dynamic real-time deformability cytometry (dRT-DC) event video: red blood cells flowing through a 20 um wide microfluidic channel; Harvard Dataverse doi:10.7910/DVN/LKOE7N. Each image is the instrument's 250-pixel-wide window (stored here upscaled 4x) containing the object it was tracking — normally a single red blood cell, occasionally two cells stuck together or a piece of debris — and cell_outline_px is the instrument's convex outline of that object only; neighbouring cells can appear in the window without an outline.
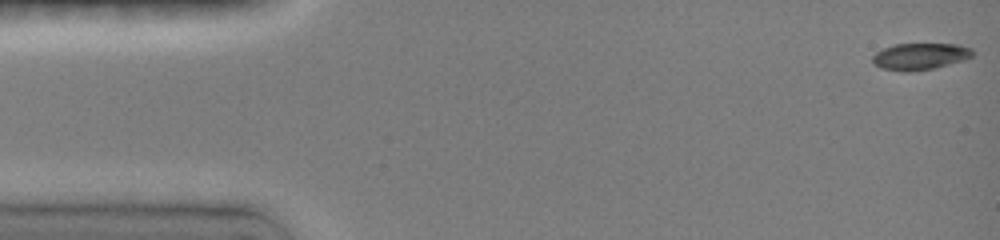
{"species": "common noctule bat (a hibernating species)", "species_latin": "Nyctalus noctula", "temperature_condition": "room temperature", "stored_images_in_passage": 48, "camera_frame_rate_fps": 3000, "um_per_image_px": 0.085, "animal": {"sex": "female", "body_mass_g": 19.0, "forearm_length_mm": 51.5}, "frame": {"image": 1, "passage_image": 1, "time_ms": 0.0, "image_size_px": [1000, 240], "cell_outline_px": [[976, 52], [972, 56], [964, 60], [932, 68], [912, 72], [904, 72], [880, 68], [872, 64], [872, 56], [876, 52], [884, 48], [896, 44], [956, 44], [972, 48]], "centroid_in_image_um": [78.19, 4.8], "position_along_channel_um": 6.8, "area_um2": 15.66}}
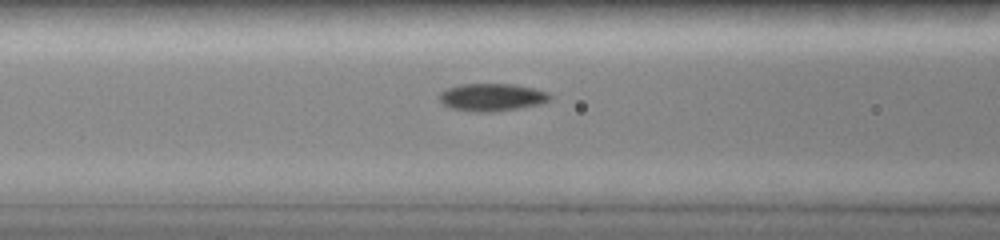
{"frame": {"image": 2, "passage_image": 19, "time_ms": 6.0, "image_size_px": [1000, 240], "cell_outline_px": [[552, 96], [548, 100], [540, 104], [492, 112], [476, 112], [448, 108], [440, 100], [440, 92], [448, 88], [460, 84], [508, 84], [532, 88], [544, 92]], "centroid_in_image_um": [41.75, 8.27], "position_along_channel_um": 124.9, "area_um2": 17.46}}
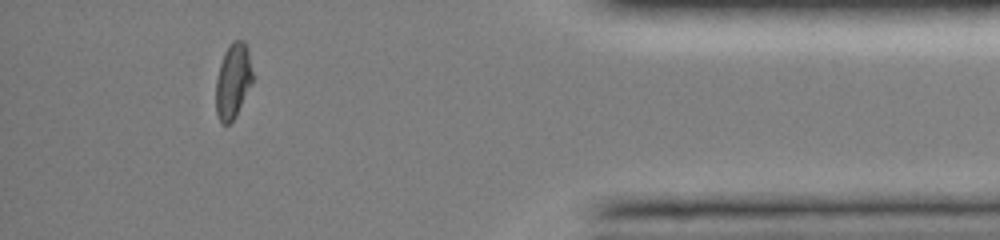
{"frame": {"image": 3, "passage_image": 43, "time_ms": 14.0, "image_size_px": [1000, 240], "cell_outline_px": [[252, 84], [232, 120], [228, 124], [224, 124], [220, 120], [216, 112], [216, 80], [220, 64], [224, 52], [232, 40], [244, 40], [248, 48], [252, 72]], "centroid_in_image_um": [19.8, 6.82], "position_along_channel_um": 415.4, "area_um2": 15.84}, "authors_computed_cell_mechanics": {"area_um2": 16.6464, "velocity_mm_per_s": 4.0276, "shape_relaxation_time_tau1_ms": 10.7586, "shape_relaxation_time_tau2_ms": 2.9187, "deformation_change_tau1": 0.2939, "deformation_change_tau2": 0.0512}}